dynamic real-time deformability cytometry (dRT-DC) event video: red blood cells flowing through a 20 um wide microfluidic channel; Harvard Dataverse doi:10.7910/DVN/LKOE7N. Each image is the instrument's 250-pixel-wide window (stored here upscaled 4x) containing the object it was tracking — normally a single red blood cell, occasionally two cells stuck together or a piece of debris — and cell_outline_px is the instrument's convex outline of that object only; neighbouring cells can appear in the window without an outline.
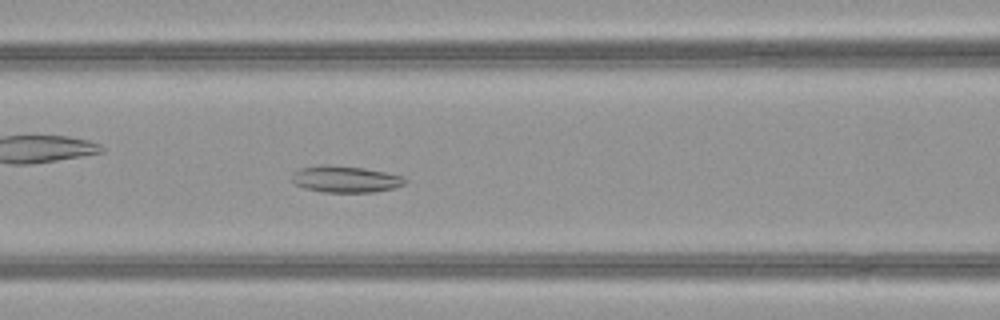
{"species": "common noctule bat (a hibernating species)", "species_latin": "Nyctalus noctula", "temperature_condition": "warm", "stored_images_in_passage": 51, "camera_frame_rate_fps": 3000, "um_per_image_px": 0.085, "animal": {"sex": "female", "body_mass_g": 21.9}, "frame": {"image": 1, "passage_image": 22, "time_ms": 7.0, "image_size_px": [1000, 320], "cell_outline_px": [[408, 180], [404, 184], [392, 188], [372, 192], [320, 192], [304, 188], [296, 184], [292, 180], [292, 172], [300, 168], [316, 164], [328, 164], [364, 168], [404, 176]], "centroid_in_image_um": [29.32, 15.21], "position_along_channel_um": 137.3, "area_um2": 17.69}}
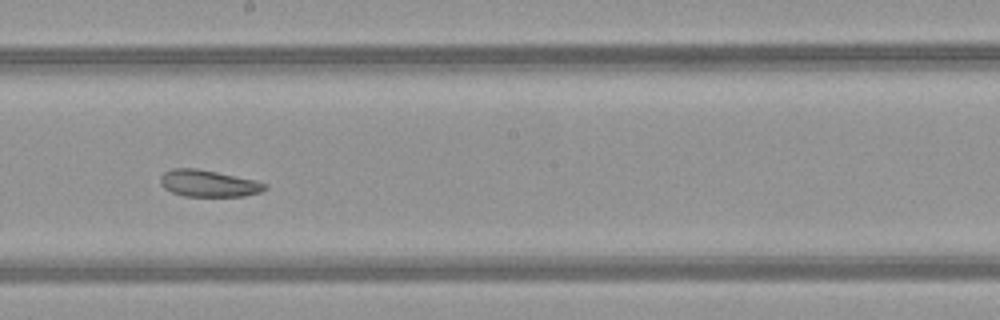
{"frame": {"image": 2, "passage_image": 29, "time_ms": 9.333, "image_size_px": [1000, 320], "cell_outline_px": [[268, 188], [260, 192], [244, 196], [184, 196], [172, 192], [164, 188], [160, 184], [160, 176], [164, 172], [172, 168], [196, 168], [256, 180], [268, 184]], "centroid_in_image_um": [17.72, 15.59], "position_along_channel_um": 230.5, "area_um2": 16.36}}
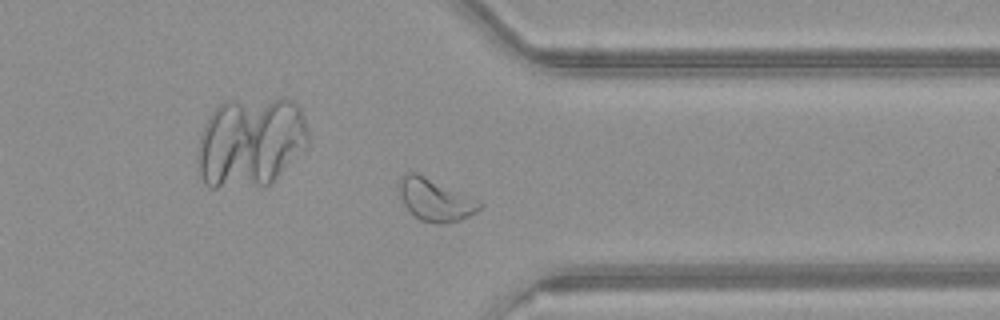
{"frame": {"image": 3, "passage_image": 40, "time_ms": 13.0, "image_size_px": [1000, 320], "cell_outline_px": [[480, 208], [476, 212], [460, 220], [444, 224], [436, 224], [420, 220], [404, 204], [400, 196], [396, 184], [400, 176], [404, 172], [416, 172], [480, 200]], "centroid_in_image_um": [36.95, 16.96], "position_along_channel_um": 374.4, "area_um2": 19.94}, "authors_computed_cell_mechanics": {"area_um2": 22.0218, "velocity_mm_per_s": 3.9966, "shape_relaxation_time_tau1_ms": null, "shape_relaxation_time_tau2_ms": 5.1199, "deformation_change_tau1": null, "deformation_change_tau2": 0.1218}}